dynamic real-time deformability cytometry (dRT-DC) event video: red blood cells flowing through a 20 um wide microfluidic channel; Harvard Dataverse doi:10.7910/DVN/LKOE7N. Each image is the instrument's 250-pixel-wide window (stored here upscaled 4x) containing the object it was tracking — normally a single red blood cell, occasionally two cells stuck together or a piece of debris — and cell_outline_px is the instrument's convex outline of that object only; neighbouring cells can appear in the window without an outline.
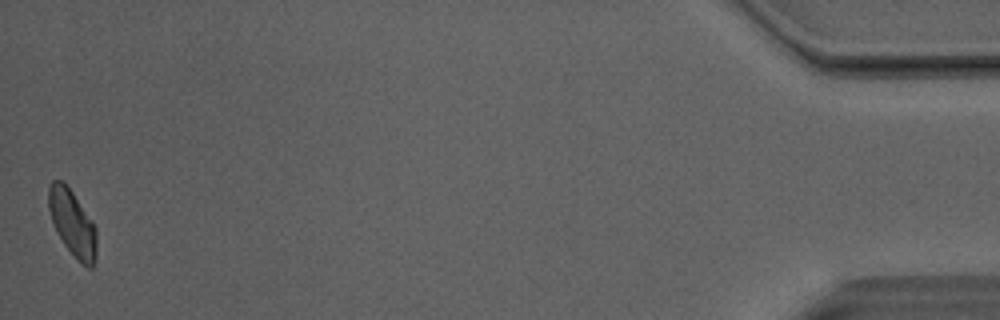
{"species": "Egyptian fruit bat (a non-hibernating species)", "species_latin": "Rousettus aegyptiacus", "temperature_condition": "room temperature", "stored_images_in_passage": 43, "camera_frame_rate_fps": 3000, "um_per_image_px": 0.085, "animal": {"sex": "male"}, "frame": {"image": 1, "passage_image": 43, "time_ms": 14.0, "image_size_px": [1000, 320], "cell_outline_px": [[96, 260], [92, 268], [88, 268], [80, 264], [64, 244], [56, 232], [48, 208], [48, 188], [52, 180], [64, 180], [96, 228]], "centroid_in_image_um": [6.15, 18.99], "position_along_channel_um": 429.1, "area_um2": 18.5}, "authors_computed_cell_mechanics": {"area_um2": 19.1896, "velocity_mm_per_s": 4.0723, "shape_relaxation_time_tau1_ms": 6.777, "shape_relaxation_time_tau2_ms": 2.6318, "deformation_change_tau1": 0.1319, "deformation_change_tau2": 0.0786}}